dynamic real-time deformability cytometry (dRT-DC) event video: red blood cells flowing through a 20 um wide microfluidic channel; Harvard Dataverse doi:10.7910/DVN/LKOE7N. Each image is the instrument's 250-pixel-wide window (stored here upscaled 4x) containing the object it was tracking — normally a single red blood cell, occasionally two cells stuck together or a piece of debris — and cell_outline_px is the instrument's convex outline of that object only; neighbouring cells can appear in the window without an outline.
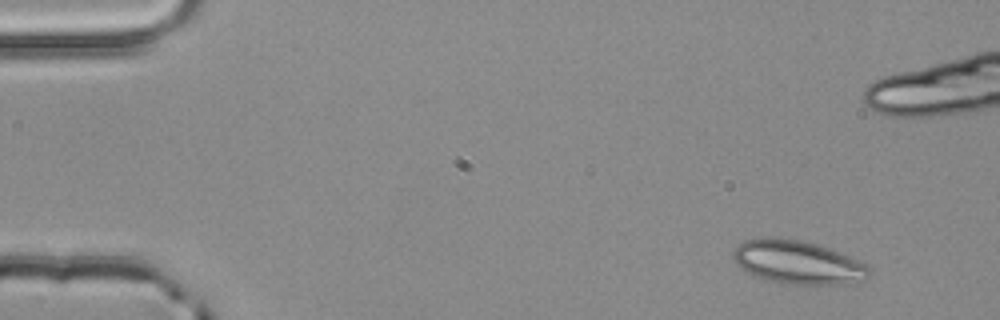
{"species": "common noctule bat (a hibernating species)", "species_latin": "Nyctalus noctula", "temperature_condition": "room temperature", "stored_images_in_passage": 4, "camera_frame_rate_fps": 3000, "um_per_image_px": 0.085, "animal": {"sex": "male", "body_mass_g": 20.4}, "frame": {"image": 1, "passage_image": 4, "time_ms": 1.0, "image_size_px": [1000, 320], "cell_outline_px": [[872, 272], [868, 280], [848, 284], [784, 284], [760, 280], [736, 264], [732, 256], [732, 252], [744, 240], [764, 236], [768, 236], [800, 240], [816, 244], [840, 252], [860, 260], [868, 264], [872, 268]], "centroid_in_image_um": [67.85, 22.31], "position_along_channel_um": 17.2, "area_um2": 35.26}}